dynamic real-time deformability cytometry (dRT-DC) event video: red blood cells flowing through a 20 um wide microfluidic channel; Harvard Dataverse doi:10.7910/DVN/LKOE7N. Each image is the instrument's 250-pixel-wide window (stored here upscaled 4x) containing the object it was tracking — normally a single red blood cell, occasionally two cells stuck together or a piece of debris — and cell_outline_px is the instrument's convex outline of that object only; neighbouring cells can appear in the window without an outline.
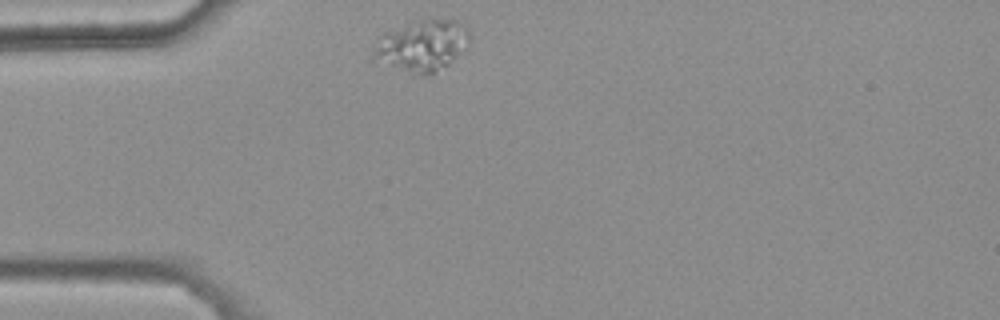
{"species": "common noctule bat (a hibernating species)", "species_latin": "Nyctalus noctula", "temperature_condition": "warm", "stored_images_in_passage": 39, "camera_frame_rate_fps": 3000, "um_per_image_px": 0.085, "animal": {"sex": "female", "body_mass_g": 25.1}, "frame": {"image": 1, "passage_image": 1, "time_ms": 0.0, "image_size_px": [1000, 320], "cell_outline_px": [[468, 40], [452, 60], [448, 64], [432, 72], [420, 72], [392, 64], [372, 56], [380, 36], [384, 32], [412, 20], [464, 20], [468, 28]], "centroid_in_image_um": [35.91, 3.75], "position_along_channel_um": 49.1, "area_um2": 26.99}}
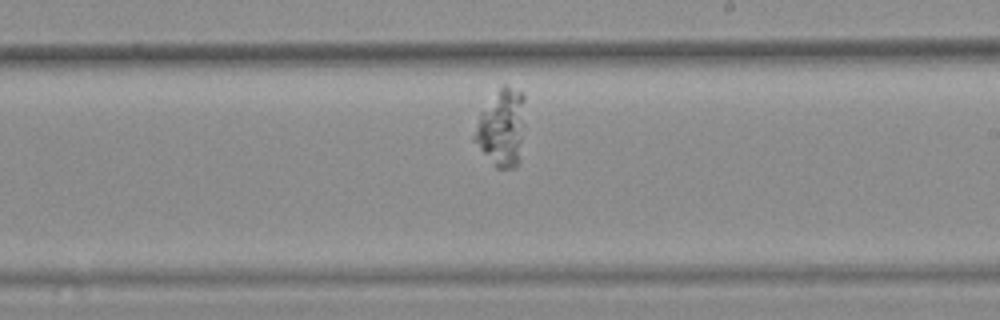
{"frame": {"image": 2, "passage_image": 19, "time_ms": 6.0, "image_size_px": [1000, 320], "cell_outline_px": [[524, 124], [520, 160], [516, 168], [496, 168], [472, 140], [472, 136], [480, 112], [500, 88], [504, 84], [508, 84], [524, 92]], "centroid_in_image_um": [42.66, 10.86], "position_along_channel_um": 246.3, "area_um2": 23.12}}
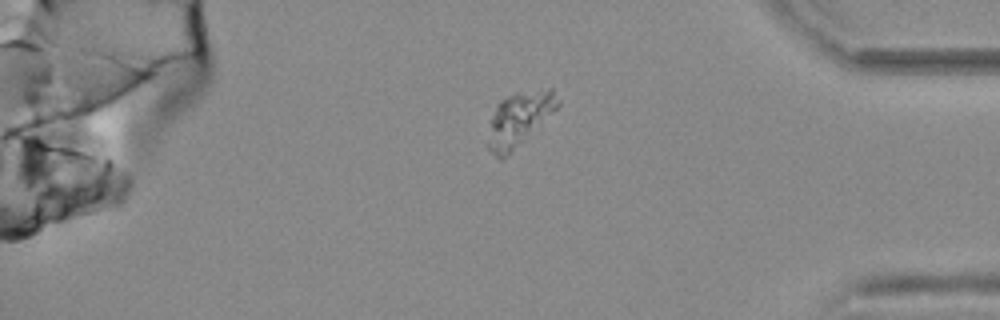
{"frame": {"image": 3, "passage_image": 33, "time_ms": 10.667, "image_size_px": [1000, 320], "cell_outline_px": [[560, 104], [508, 156], [500, 160], [488, 148], [488, 144], [492, 116], [496, 104], [500, 100], [516, 92], [552, 84], [560, 100]], "centroid_in_image_um": [44.18, 10.02], "position_along_channel_um": 391.0, "area_um2": 22.14}}